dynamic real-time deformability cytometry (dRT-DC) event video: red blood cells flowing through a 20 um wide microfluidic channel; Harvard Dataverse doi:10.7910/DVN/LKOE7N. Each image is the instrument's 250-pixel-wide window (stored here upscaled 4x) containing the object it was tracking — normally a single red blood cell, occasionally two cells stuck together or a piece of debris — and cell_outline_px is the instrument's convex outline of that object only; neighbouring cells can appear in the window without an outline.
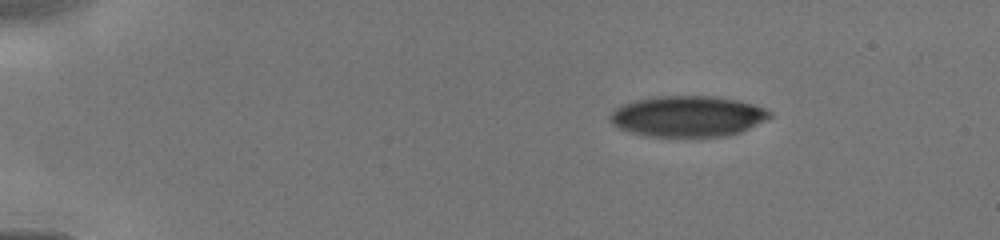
{"species": "human", "species_latin": "Homo sapiens", "temperature_condition": "cold", "stored_images_in_passage": 5, "camera_frame_rate_fps": 3000, "um_per_image_px": 0.085, "donor": {"sex": "male"}, "frame": {"image": 1, "passage_image": 1, "time_ms": 0.0, "image_size_px": [1000, 240], "cell_outline_px": [[772, 116], [740, 132], [728, 136], [644, 136], [628, 132], [616, 128], [612, 124], [608, 116], [616, 108], [624, 104], [636, 100], [652, 96], [712, 96], [740, 100], [764, 108], [772, 112]], "centroid_in_image_um": [58.41, 9.88], "position_along_channel_um": 26.6, "area_um2": 38.09}}